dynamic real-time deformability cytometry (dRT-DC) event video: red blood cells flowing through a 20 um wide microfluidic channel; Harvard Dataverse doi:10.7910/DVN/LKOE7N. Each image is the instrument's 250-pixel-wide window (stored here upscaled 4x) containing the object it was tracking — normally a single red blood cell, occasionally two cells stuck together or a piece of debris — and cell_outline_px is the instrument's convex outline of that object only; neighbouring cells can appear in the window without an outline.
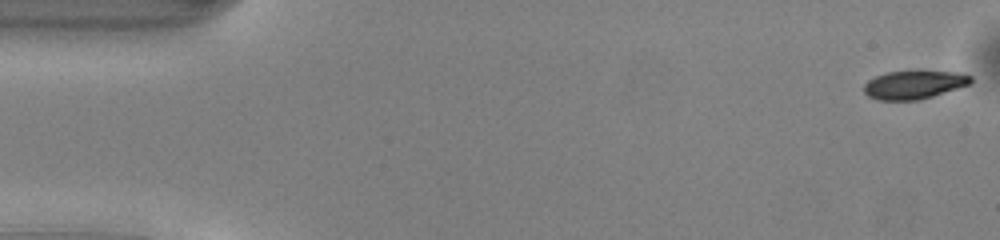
{"species": "common noctule bat (a hibernating species)", "species_latin": "Nyctalus noctula", "temperature_condition": "warm", "stored_images_in_passage": 49, "camera_frame_rate_fps": 3000, "um_per_image_px": 0.085, "animal": {"sex": "male", "body_mass_g": 13.0, "forearm_length_mm": 53.1}, "frame": {"image": 1, "passage_image": 1, "time_ms": 0.0, "image_size_px": [1000, 240], "cell_outline_px": [[972, 84], [920, 100], [876, 100], [868, 96], [864, 92], [864, 84], [868, 80], [876, 76], [888, 72], [916, 68], [960, 72], [972, 76]], "centroid_in_image_um": [77.74, 7.15], "position_along_channel_um": 7.3, "area_um2": 18.61}}
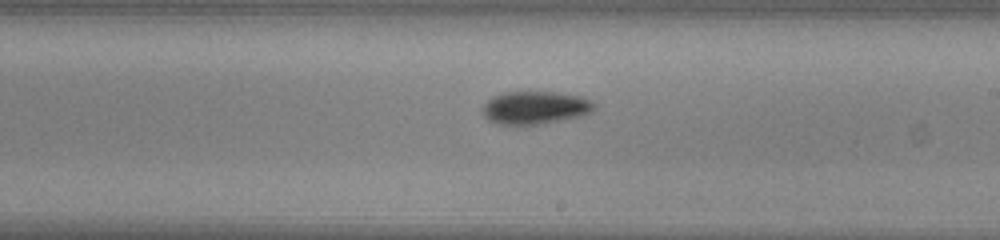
{"frame": {"image": 2, "passage_image": 28, "time_ms": 9.0, "image_size_px": [1000, 240], "cell_outline_px": [[596, 108], [592, 112], [580, 116], [544, 124], [496, 124], [488, 120], [480, 112], [484, 104], [492, 96], [504, 92], [556, 92], [580, 96], [592, 100], [596, 104]], "centroid_in_image_um": [45.49, 9.15], "position_along_channel_um": 243.5, "area_um2": 21.68}}
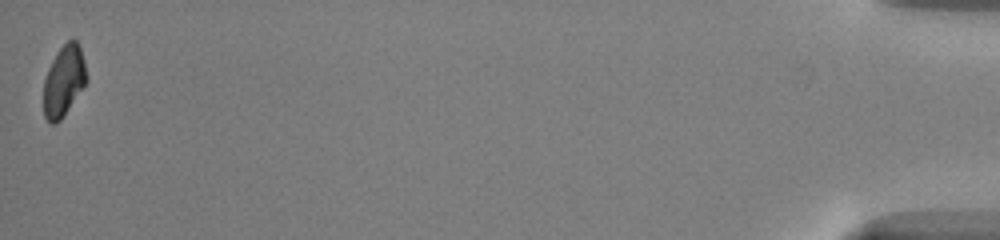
{"frame": {"image": 3, "passage_image": 49, "time_ms": 16.0, "image_size_px": [1000, 240], "cell_outline_px": [[88, 80], [64, 116], [56, 124], [52, 124], [44, 116], [44, 80], [48, 68], [56, 52], [72, 36], [76, 40], [80, 48], [84, 60]], "centroid_in_image_um": [5.43, 6.86], "position_along_channel_um": 429.8, "area_um2": 17.8}, "authors_computed_cell_mechanics": {"area_um2": 19.7676, "velocity_mm_per_s": 4.1504, "shape_relaxation_time_tau1_ms": 2.5874, "shape_relaxation_time_tau2_ms": null, "deformation_change_tau1": 0.106, "deformation_change_tau2": null}}